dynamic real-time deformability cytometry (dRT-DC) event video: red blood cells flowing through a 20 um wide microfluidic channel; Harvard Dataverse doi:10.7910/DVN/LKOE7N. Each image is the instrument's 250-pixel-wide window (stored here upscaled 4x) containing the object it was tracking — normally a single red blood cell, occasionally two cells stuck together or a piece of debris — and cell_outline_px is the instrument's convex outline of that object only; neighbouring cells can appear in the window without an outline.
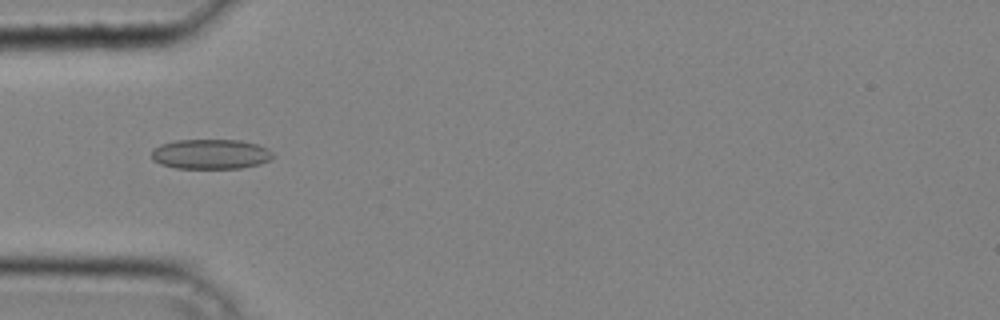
{"species": "common noctule bat (a hibernating species)", "species_latin": "Nyctalus noctula", "temperature_condition": "cold", "stored_images_in_passage": 40, "camera_frame_rate_fps": 3000, "um_per_image_px": 0.085, "animal": {"sex": "male", "body_mass_g": 20.4}, "frame": {"image": 1, "passage_image": 13, "time_ms": 4.0, "image_size_px": [1000, 320], "cell_outline_px": [[276, 156], [272, 160], [260, 164], [240, 168], [176, 168], [160, 164], [152, 160], [152, 148], [160, 144], [176, 140], [240, 140], [256, 144], [268, 148]], "centroid_in_image_um": [17.92, 13.1], "position_along_channel_um": 67.1, "area_um2": 21.39}}
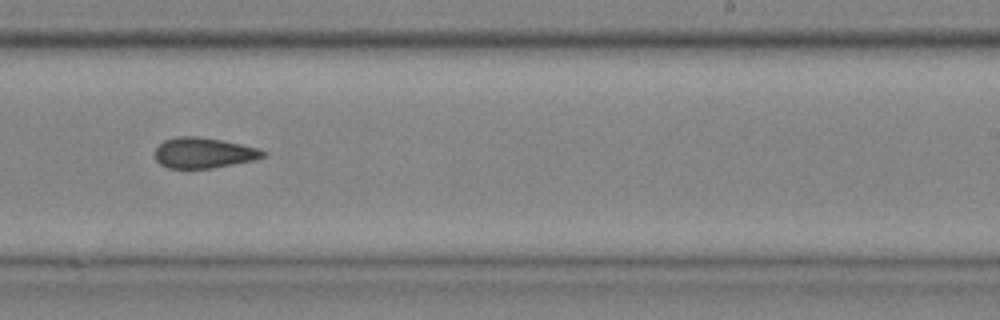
{"frame": {"image": 2, "passage_image": 26, "time_ms": 8.333, "image_size_px": [1000, 320], "cell_outline_px": [[268, 156], [252, 160], [212, 168], [168, 168], [160, 164], [156, 160], [156, 148], [164, 140], [176, 136], [196, 136], [220, 140], [240, 144], [256, 148], [268, 152]], "centroid_in_image_um": [17.31, 12.99], "position_along_channel_um": 271.7, "area_um2": 19.07}}
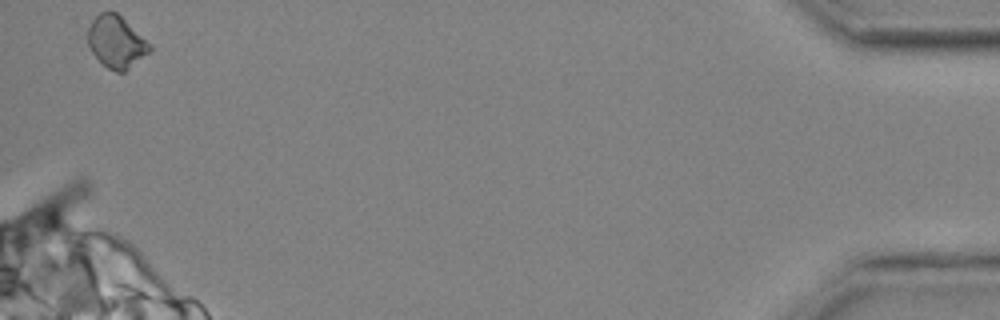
{"frame": {"image": 3, "passage_image": 40, "time_ms": 13.0, "image_size_px": [1000, 320], "cell_outline_px": [[152, 48], [148, 52], [124, 72], [116, 72], [108, 68], [92, 52], [88, 44], [88, 28], [92, 20], [100, 12], [116, 12], [152, 44]], "centroid_in_image_um": [9.88, 3.55], "position_along_channel_um": 425.3, "area_um2": 18.44}}